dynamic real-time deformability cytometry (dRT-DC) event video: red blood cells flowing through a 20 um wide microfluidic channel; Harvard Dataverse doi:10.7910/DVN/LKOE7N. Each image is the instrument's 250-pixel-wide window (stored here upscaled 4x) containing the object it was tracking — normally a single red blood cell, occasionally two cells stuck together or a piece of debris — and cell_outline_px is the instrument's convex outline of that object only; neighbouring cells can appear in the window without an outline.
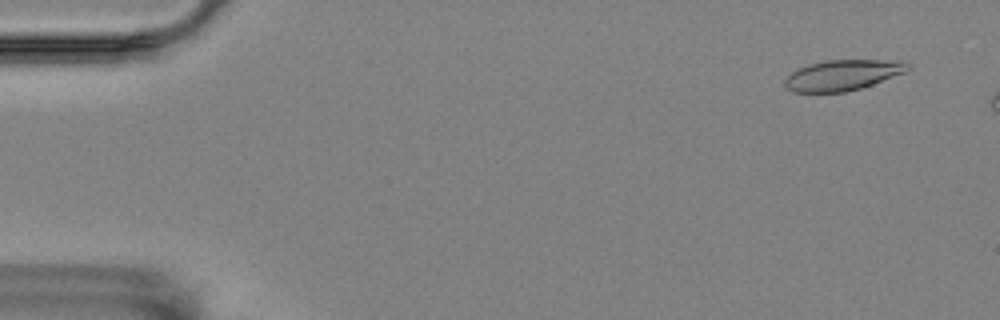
{"species": "Egyptian fruit bat (a non-hibernating species)", "species_latin": "Rousettus aegyptiacus", "temperature_condition": "room temperature", "stored_images_in_passage": 11, "camera_frame_rate_fps": 3000, "um_per_image_px": 0.085, "animal": {"sex": "female"}, "frame": {"image": 1, "passage_image": 4, "time_ms": 1.0, "image_size_px": [1000, 320], "cell_outline_px": [[912, 68], [904, 72], [872, 84], [860, 88], [844, 92], [792, 92], [784, 84], [784, 80], [796, 68], [808, 64], [828, 60], [908, 60], [912, 64]], "centroid_in_image_um": [71.66, 6.36], "position_along_channel_um": 13.3, "area_um2": 22.02}}